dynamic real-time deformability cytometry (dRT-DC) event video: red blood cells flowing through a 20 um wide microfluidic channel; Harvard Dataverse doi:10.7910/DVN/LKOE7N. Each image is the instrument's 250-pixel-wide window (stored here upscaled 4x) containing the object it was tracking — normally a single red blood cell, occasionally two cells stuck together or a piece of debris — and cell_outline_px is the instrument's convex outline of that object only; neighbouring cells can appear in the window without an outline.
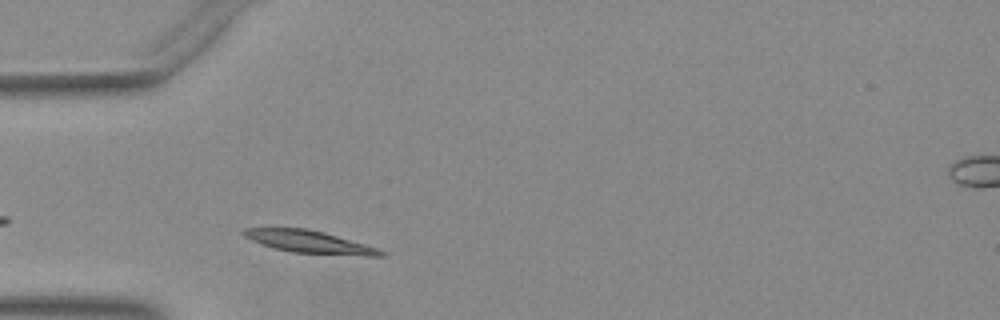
{"species": "Egyptian fruit bat (a non-hibernating species)", "species_latin": "Rousettus aegyptiacus", "temperature_condition": "warm", "stored_images_in_passage": 29, "camera_frame_rate_fps": 3000, "um_per_image_px": 0.085, "animal": {"sex": "female"}, "frame": {"image": 1, "passage_image": 4, "time_ms": 1.0, "image_size_px": [1000, 320], "cell_outline_px": [[388, 252], [384, 256], [364, 256], [292, 252], [260, 244], [244, 236], [240, 232], [244, 228], [308, 228], [324, 232], [380, 248]], "centroid_in_image_um": [26.36, 20.56], "position_along_channel_um": 58.6, "area_um2": 18.09}}
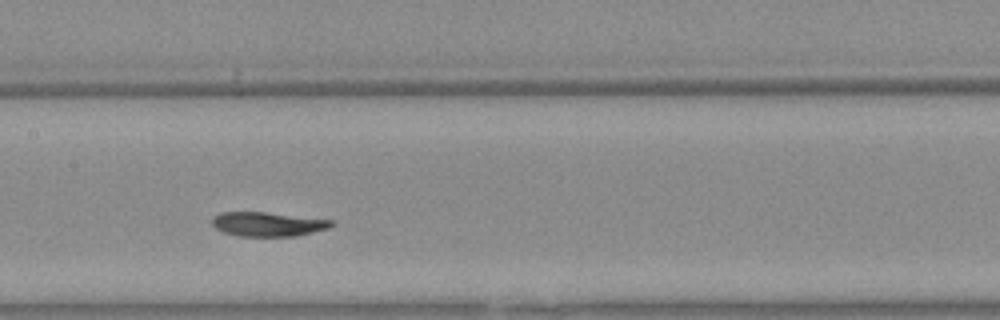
{"frame": {"image": 2, "passage_image": 14, "time_ms": 4.333, "image_size_px": [1000, 320], "cell_outline_px": [[336, 224], [328, 228], [296, 236], [236, 236], [224, 232], [216, 228], [212, 224], [212, 216], [220, 212], [264, 212], [332, 220]], "centroid_in_image_um": [22.74, 19.05], "position_along_channel_um": 184.7, "area_um2": 16.82}}
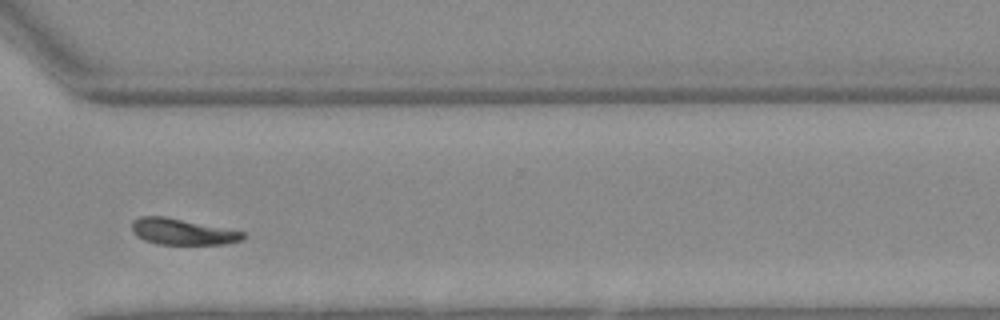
{"frame": {"image": 3, "passage_image": 27, "time_ms": 8.667, "image_size_px": [1000, 320], "cell_outline_px": [[244, 236], [240, 240], [224, 244], [156, 244], [144, 240], [136, 236], [132, 232], [132, 220], [140, 216], [164, 216], [244, 232]], "centroid_in_image_um": [15.42, 19.69], "position_along_channel_um": 355.2, "area_um2": 16.7}}